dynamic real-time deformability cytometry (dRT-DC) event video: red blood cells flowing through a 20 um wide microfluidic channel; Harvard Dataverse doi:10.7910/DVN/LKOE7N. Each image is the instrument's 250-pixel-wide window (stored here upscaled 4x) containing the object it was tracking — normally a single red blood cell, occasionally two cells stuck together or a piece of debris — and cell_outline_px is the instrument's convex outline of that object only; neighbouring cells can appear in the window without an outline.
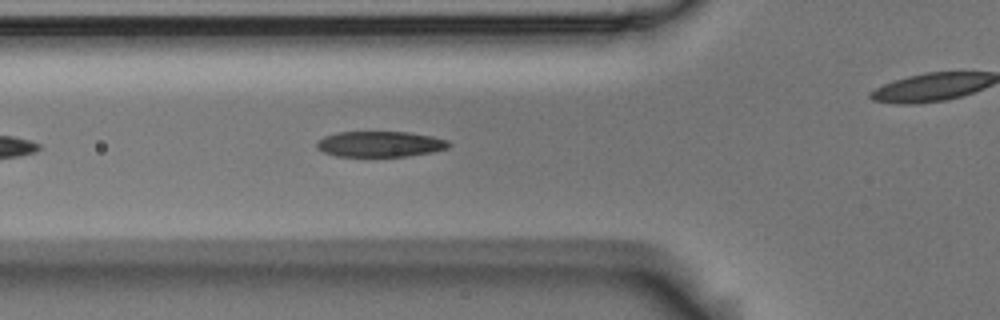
{"species": "Egyptian fruit bat (a non-hibernating species)", "species_latin": "Rousettus aegyptiacus", "temperature_condition": "room temperature", "stored_images_in_passage": 14, "camera_frame_rate_fps": 3000, "um_per_image_px": 0.085, "animal": {"sex": "male"}, "frame": {"image": 1, "passage_image": 7, "time_ms": 2.0, "image_size_px": [1000, 320], "cell_outline_px": [[452, 144], [448, 148], [432, 152], [408, 156], [336, 156], [324, 152], [316, 148], [316, 144], [324, 136], [336, 132], [408, 132], [432, 136], [448, 140]], "centroid_in_image_um": [32.33, 12.24], "position_along_channel_um": 93.5, "area_um2": 19.77}}
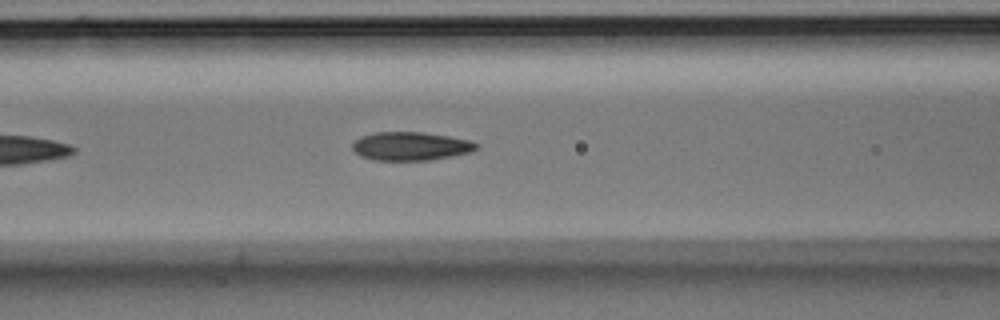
{"frame": {"image": 2, "passage_image": 10, "time_ms": 3.0, "image_size_px": [1000, 320], "cell_outline_px": [[480, 148], [472, 152], [452, 156], [428, 160], [372, 160], [360, 156], [352, 148], [352, 144], [360, 136], [376, 132], [424, 132], [448, 136], [468, 140], [476, 144]], "centroid_in_image_um": [34.9, 12.42], "position_along_channel_um": 131.7, "area_um2": 20.58}}